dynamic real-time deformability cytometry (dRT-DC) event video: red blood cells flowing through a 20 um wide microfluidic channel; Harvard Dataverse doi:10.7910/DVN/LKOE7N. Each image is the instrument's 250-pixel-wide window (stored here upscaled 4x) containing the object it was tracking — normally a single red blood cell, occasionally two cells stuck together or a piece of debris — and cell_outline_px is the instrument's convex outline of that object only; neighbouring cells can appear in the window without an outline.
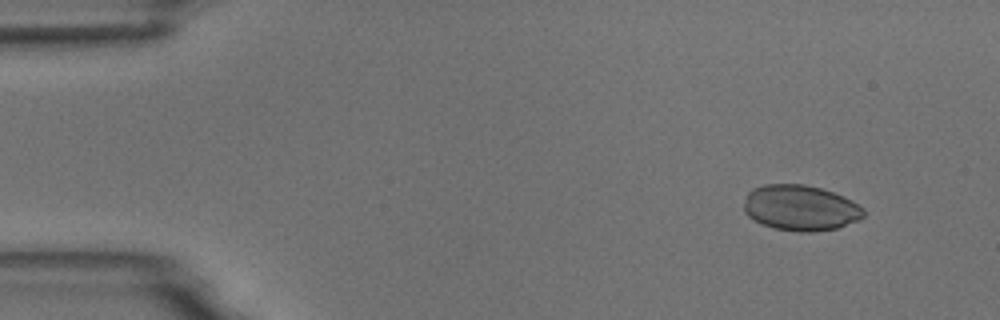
{"species": "common noctule bat (a hibernating species)", "species_latin": "Nyctalus noctula", "temperature_condition": "room temperature", "stored_images_in_passage": 5, "camera_frame_rate_fps": 3000, "um_per_image_px": 0.085, "animal": {"sex": "male", "body_mass_g": 18.8}, "frame": {"image": 1, "passage_image": 1, "time_ms": 0.0, "image_size_px": [1000, 320], "cell_outline_px": [[864, 216], [860, 220], [836, 228], [812, 232], [796, 232], [776, 228], [764, 224], [748, 216], [744, 212], [744, 204], [748, 192], [752, 188], [764, 184], [804, 184], [820, 188], [844, 196], [852, 200], [864, 208]], "centroid_in_image_um": [68.06, 17.66], "position_along_channel_um": 16.9, "area_um2": 31.85}}